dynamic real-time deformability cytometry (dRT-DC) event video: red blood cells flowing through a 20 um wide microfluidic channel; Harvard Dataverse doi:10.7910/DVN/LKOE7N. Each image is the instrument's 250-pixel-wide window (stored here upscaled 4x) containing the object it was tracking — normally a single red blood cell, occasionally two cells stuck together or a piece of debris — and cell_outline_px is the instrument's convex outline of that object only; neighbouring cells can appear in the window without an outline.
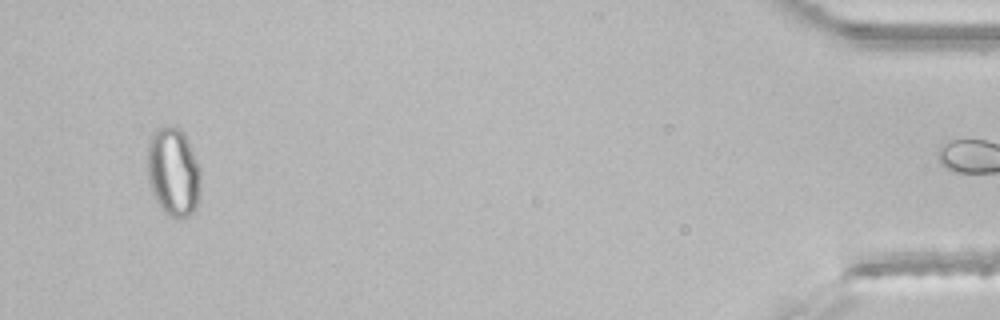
{"species": "common noctule bat (a hibernating species)", "species_latin": "Nyctalus noctula", "temperature_condition": "room temperature", "stored_images_in_passage": 33, "segment_of_instrument_passage": [2, 2], "camera_frame_rate_fps": 3000, "um_per_image_px": 0.085, "animal": {"sex": "male", "body_mass_g": 21.5, "forearm_length_mm": 52.0}, "frame": {"image": 1, "passage_image": 32, "time_ms": 10.333, "image_size_px": [1000, 320], "cell_outline_px": [[200, 188], [196, 208], [188, 216], [176, 220], [164, 212], [156, 200], [152, 192], [148, 180], [148, 144], [156, 128], [164, 124], [180, 128], [184, 132], [200, 172]], "centroid_in_image_um": [14.72, 14.62], "position_along_channel_um": 420.5, "area_um2": 27.51}}